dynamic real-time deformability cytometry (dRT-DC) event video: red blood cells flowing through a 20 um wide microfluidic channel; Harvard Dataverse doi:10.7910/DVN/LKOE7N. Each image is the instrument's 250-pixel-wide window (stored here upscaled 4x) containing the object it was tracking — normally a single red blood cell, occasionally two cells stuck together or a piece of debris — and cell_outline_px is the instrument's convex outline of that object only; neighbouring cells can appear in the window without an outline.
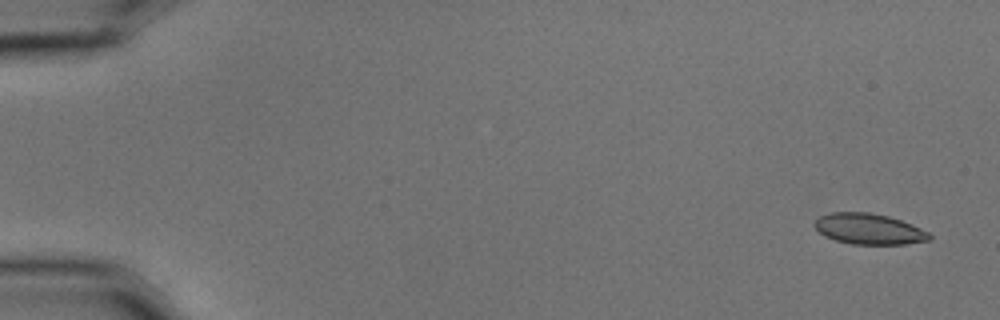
{"species": "common noctule bat (a hibernating species)", "species_latin": "Nyctalus noctula", "temperature_condition": "cold", "stored_images_in_passage": 5, "camera_frame_rate_fps": 3000, "um_per_image_px": 0.085, "animal": {"sex": "male", "body_mass_g": 15.6}, "frame": {"image": 1, "passage_image": 1, "time_ms": 0.0, "image_size_px": [1000, 320], "cell_outline_px": [[932, 240], [904, 244], [852, 244], [836, 240], [824, 236], [812, 224], [820, 216], [832, 212], [868, 212], [888, 216], [912, 224], [928, 232], [932, 236]], "centroid_in_image_um": [73.87, 19.46], "position_along_channel_um": 11.1, "area_um2": 20.58}}
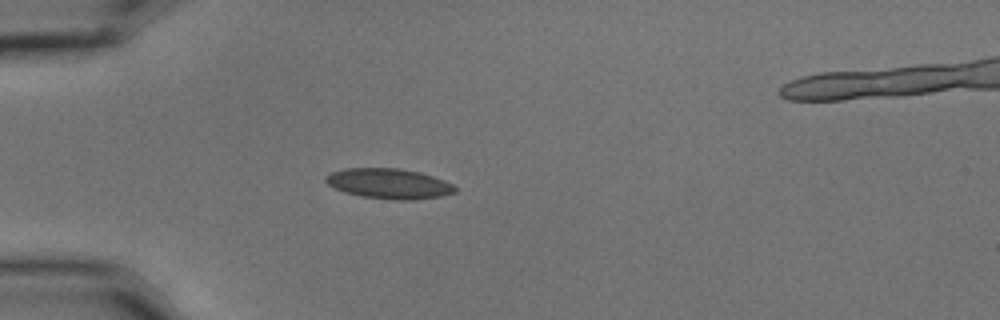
{"frame": {"image": 2, "passage_image": 5, "time_ms": 1.333, "image_size_px": [1000, 320], "cell_outline_px": [[456, 192], [440, 196], [416, 200], [396, 200], [364, 196], [344, 192], [328, 184], [324, 180], [324, 176], [332, 172], [344, 168], [396, 168], [420, 172], [444, 180], [452, 184], [456, 188]], "centroid_in_image_um": [33.06, 15.6], "position_along_channel_um": 51.9, "area_um2": 22.66}}